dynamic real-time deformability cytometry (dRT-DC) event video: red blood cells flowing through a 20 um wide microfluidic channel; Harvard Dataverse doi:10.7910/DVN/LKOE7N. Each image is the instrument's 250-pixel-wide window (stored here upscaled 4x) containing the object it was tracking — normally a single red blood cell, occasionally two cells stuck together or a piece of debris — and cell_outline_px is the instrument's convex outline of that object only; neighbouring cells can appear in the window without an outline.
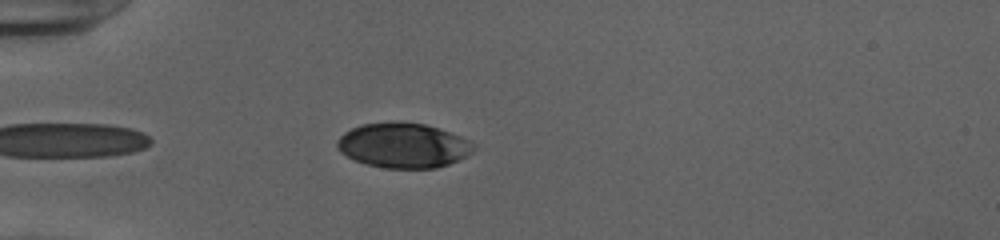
{"species": "human", "species_latin": "Homo sapiens", "temperature_condition": "cold", "stored_images_in_passage": 37, "camera_frame_rate_fps": 3000, "um_per_image_px": 0.085, "donor": {"sex": "female"}, "frame": {"image": 1, "passage_image": 3, "time_ms": 0.667, "image_size_px": [1000, 240], "cell_outline_px": [[476, 148], [472, 152], [448, 164], [436, 168], [384, 168], [352, 160], [340, 152], [336, 148], [336, 140], [344, 132], [360, 124], [424, 124], [460, 136], [476, 144]], "centroid_in_image_um": [34.24, 12.39], "position_along_channel_um": 50.8, "area_um2": 35.03}}
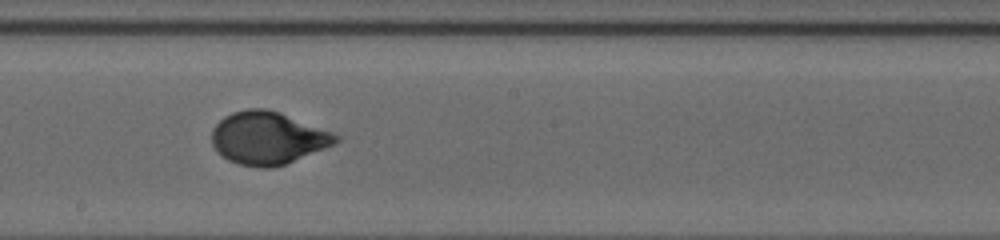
{"frame": {"image": 2, "passage_image": 18, "time_ms": 5.667, "image_size_px": [1000, 240], "cell_outline_px": [[340, 140], [324, 148], [284, 164], [272, 168], [260, 168], [240, 164], [228, 160], [216, 152], [212, 144], [212, 128], [224, 116], [232, 112], [248, 108], [264, 108], [280, 112], [332, 132], [340, 136]], "centroid_in_image_um": [22.72, 11.72], "position_along_channel_um": 225.5, "area_um2": 37.86}}
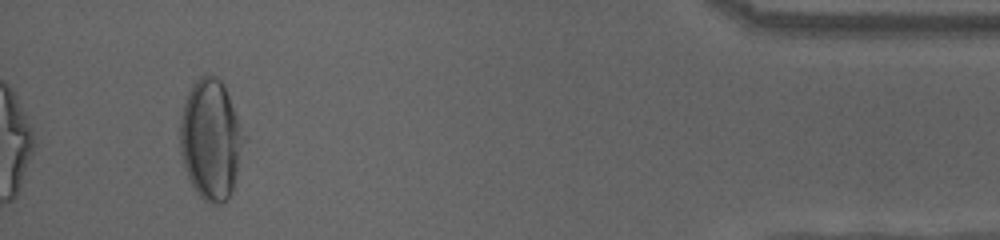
{"frame": {"image": 3, "passage_image": 37, "time_ms": 12.0, "image_size_px": [1000, 240], "cell_outline_px": [[248, 140], [228, 200], [220, 204], [208, 204], [192, 188], [184, 168], [180, 152], [180, 120], [184, 104], [188, 92], [192, 84], [200, 76], [216, 76], [224, 84], [248, 136]], "centroid_in_image_um": [17.96, 11.88], "position_along_channel_um": 417.2, "area_um2": 45.78}, "authors_computed_cell_mechanics": {"area_um2": 37.3966, "velocity_mm_per_s": 3.9257, "shape_relaxation_time_tau1_ms": 3.8687, "shape_relaxation_time_tau2_ms": null, "deformation_change_tau1": 0.1752, "deformation_change_tau2": null}}